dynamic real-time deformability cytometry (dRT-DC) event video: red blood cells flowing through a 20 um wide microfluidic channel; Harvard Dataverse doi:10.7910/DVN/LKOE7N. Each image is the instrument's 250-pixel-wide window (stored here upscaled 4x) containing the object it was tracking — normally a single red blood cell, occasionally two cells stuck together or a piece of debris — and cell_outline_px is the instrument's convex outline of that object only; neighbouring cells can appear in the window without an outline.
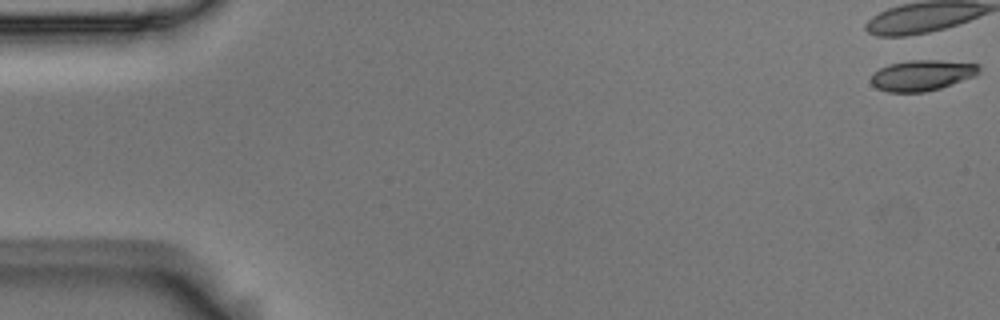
{"species": "Egyptian fruit bat (a non-hibernating species)", "species_latin": "Rousettus aegyptiacus", "temperature_condition": "room temperature", "stored_images_in_passage": 12, "camera_frame_rate_fps": 3000, "um_per_image_px": 0.085, "animal": {"sex": "male"}, "frame": {"image": 1, "passage_image": 1, "time_ms": 0.0, "image_size_px": [1000, 320], "cell_outline_px": [[980, 72], [976, 76], [940, 88], [924, 92], [888, 92], [876, 88], [872, 84], [872, 72], [888, 64], [908, 60], [940, 60], [980, 64]], "centroid_in_image_um": [78.38, 6.39], "position_along_channel_um": 6.6, "area_um2": 19.48}}